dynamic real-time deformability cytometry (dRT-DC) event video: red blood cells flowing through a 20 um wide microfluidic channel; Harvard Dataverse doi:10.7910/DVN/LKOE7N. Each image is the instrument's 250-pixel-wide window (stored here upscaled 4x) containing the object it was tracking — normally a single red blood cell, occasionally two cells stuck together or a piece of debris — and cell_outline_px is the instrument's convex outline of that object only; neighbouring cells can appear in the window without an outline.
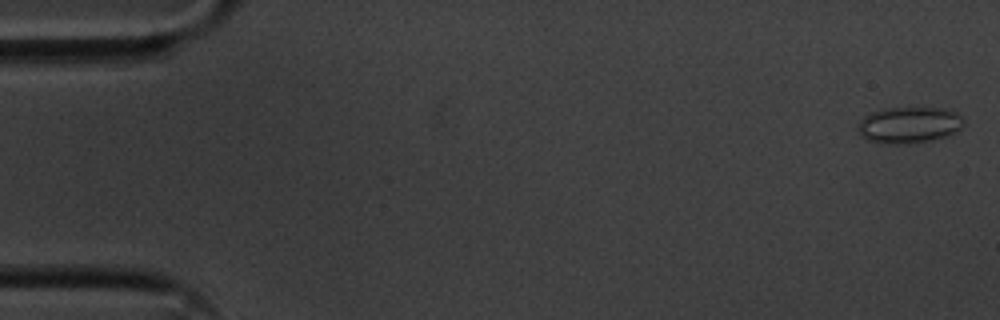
{"species": "common noctule bat (a hibernating species)", "species_latin": "Nyctalus noctula", "temperature_condition": "cold", "stored_images_in_passage": 12, "segment_of_instrument_passage": [1, 2], "camera_frame_rate_fps": 3000, "um_per_image_px": 0.085, "animal": {"sex": "male", "body_mass_g": 20.1, "forearm_length_mm": 53.5}, "frame": {"image": 1, "passage_image": 1, "time_ms": 0.0, "image_size_px": [1000, 320], "cell_outline_px": [[964, 124], [956, 132], [948, 136], [932, 140], [912, 144], [880, 144], [868, 140], [856, 128], [860, 120], [864, 116], [872, 112], [884, 108], [940, 108], [956, 112], [964, 120]], "centroid_in_image_um": [77.27, 10.64], "position_along_channel_um": 7.7, "area_um2": 22.6}}